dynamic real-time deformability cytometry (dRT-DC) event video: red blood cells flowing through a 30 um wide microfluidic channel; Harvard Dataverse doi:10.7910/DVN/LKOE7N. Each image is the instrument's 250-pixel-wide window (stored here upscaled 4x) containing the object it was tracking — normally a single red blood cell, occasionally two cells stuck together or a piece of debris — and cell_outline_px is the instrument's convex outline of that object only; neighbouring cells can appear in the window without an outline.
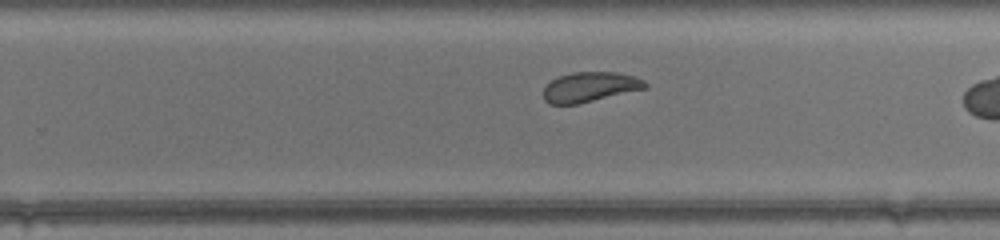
{"species": "common noctule bat (a hibernating species)", "species_latin": "Nyctalus noctula", "temperature_condition": "warm", "stored_images_in_passage": 24, "camera_frame_rate_fps": 3000, "um_per_image_px": 0.085, "animal": {"sex": "female", "body_mass_g": 17.0, "forearm_length_mm": 48.0}, "frame": {"image": 1, "passage_image": 17, "time_ms": 5.333, "image_size_px": [1000, 240], "cell_outline_px": [[648, 84], [644, 88], [576, 104], [548, 104], [544, 100], [544, 88], [552, 80], [560, 76], [572, 72], [616, 72], [632, 76], [644, 80]], "centroid_in_image_um": [50.1, 7.38], "position_along_channel_um": 279.7, "area_um2": 17.28}}